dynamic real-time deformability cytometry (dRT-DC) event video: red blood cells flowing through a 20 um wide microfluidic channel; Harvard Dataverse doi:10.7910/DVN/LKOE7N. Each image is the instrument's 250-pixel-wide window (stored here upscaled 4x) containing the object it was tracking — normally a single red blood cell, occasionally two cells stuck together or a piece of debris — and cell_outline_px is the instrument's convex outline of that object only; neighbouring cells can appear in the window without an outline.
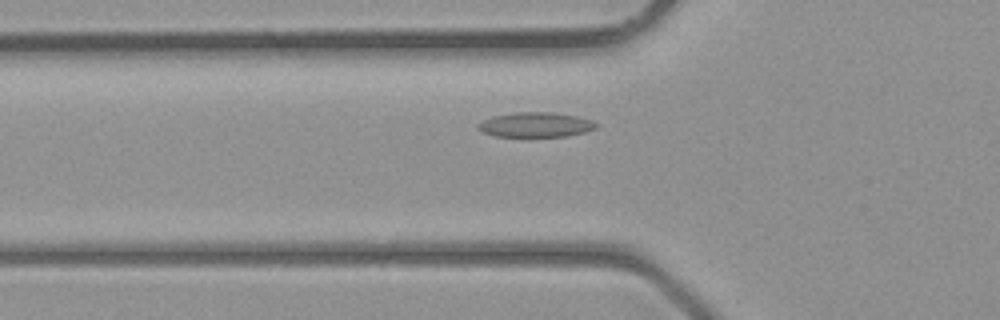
{"species": "common noctule bat (a hibernating species)", "species_latin": "Nyctalus noctula", "temperature_condition": "room temperature", "stored_images_in_passage": 35, "camera_frame_rate_fps": 3000, "um_per_image_px": 0.085, "animal": {"sex": "male", "body_mass_g": 23.1, "forearm_length_mm": 52.7}, "frame": {"image": 1, "passage_image": 9, "time_ms": 2.667, "image_size_px": [1000, 320], "cell_outline_px": [[596, 128], [584, 132], [568, 136], [528, 140], [492, 136], [476, 128], [476, 124], [492, 116], [516, 112], [552, 112], [576, 116], [592, 120], [596, 124]], "centroid_in_image_um": [45.46, 10.66], "position_along_channel_um": 80.3, "area_um2": 18.09}}
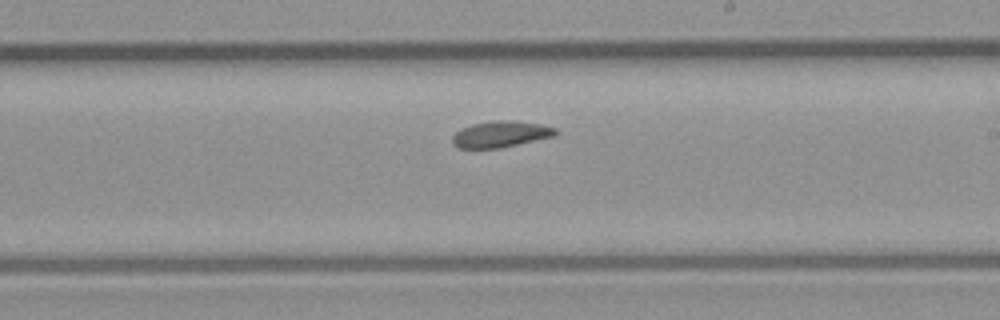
{"frame": {"image": 2, "passage_image": 19, "time_ms": 6.0, "image_size_px": [1000, 320], "cell_outline_px": [[560, 132], [552, 136], [500, 148], [456, 148], [452, 144], [452, 136], [460, 128], [472, 124], [496, 120], [512, 120], [540, 124], [556, 128]], "centroid_in_image_um": [42.52, 11.4], "position_along_channel_um": 246.5, "area_um2": 15.78}}
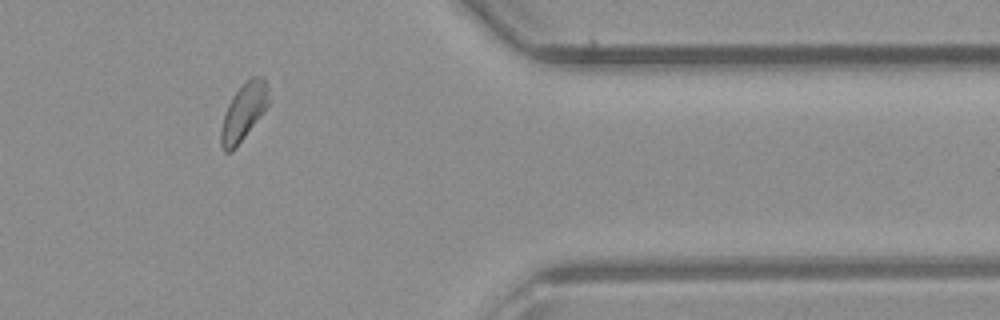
{"frame": {"image": 3, "passage_image": 29, "time_ms": 9.333, "image_size_px": [1000, 320], "cell_outline_px": [[272, 100], [236, 148], [232, 152], [224, 152], [220, 144], [220, 132], [224, 116], [228, 104], [232, 96], [252, 76], [264, 76], [268, 84]], "centroid_in_image_um": [20.75, 9.5], "position_along_channel_um": 390.7, "area_um2": 16.01}}